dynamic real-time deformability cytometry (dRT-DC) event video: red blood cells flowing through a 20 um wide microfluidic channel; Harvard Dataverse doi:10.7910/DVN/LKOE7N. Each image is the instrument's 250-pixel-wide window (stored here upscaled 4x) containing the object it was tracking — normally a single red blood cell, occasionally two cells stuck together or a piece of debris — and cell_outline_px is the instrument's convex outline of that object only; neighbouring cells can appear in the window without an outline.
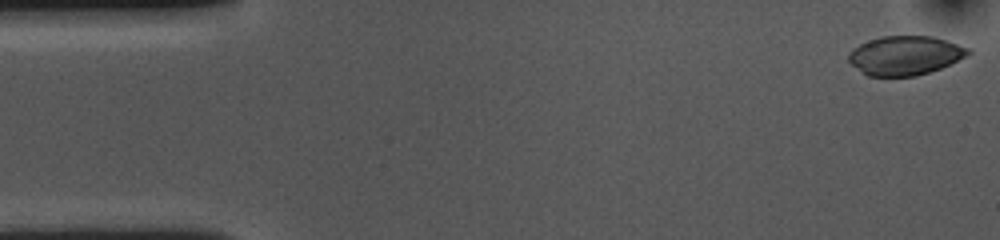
{"species": "common noctule bat (a hibernating species)", "species_latin": "Nyctalus noctula", "temperature_condition": "cold", "stored_images_in_passage": 54, "camera_frame_rate_fps": 3000, "um_per_image_px": 0.085, "animal": {"sex": "female", "body_mass_g": 10.0, "forearm_length_mm": 53.1}, "frame": {"image": 1, "passage_image": 1, "time_ms": 0.0, "image_size_px": [1000, 240], "cell_outline_px": [[972, 52], [940, 68], [916, 76], [868, 76], [852, 64], [848, 60], [848, 52], [852, 48], [868, 40], [880, 36], [932, 36], [972, 48]], "centroid_in_image_um": [76.91, 4.7], "position_along_channel_um": 8.1, "area_um2": 27.11}}
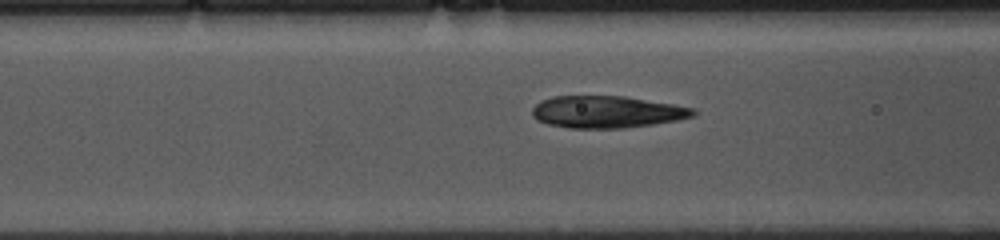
{"frame": {"image": 2, "passage_image": 19, "time_ms": 6.0, "image_size_px": [1000, 240], "cell_outline_px": [[696, 116], [676, 120], [652, 124], [624, 128], [568, 128], [548, 124], [536, 120], [532, 116], [532, 108], [540, 100], [552, 96], [624, 96], [696, 108]], "centroid_in_image_um": [51.56, 9.51], "position_along_channel_um": 115.0, "area_um2": 30.17}}
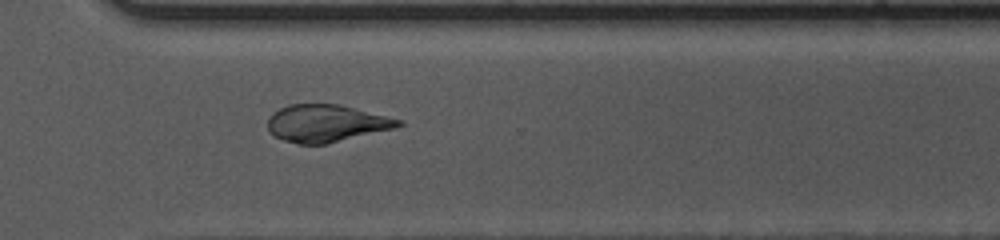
{"frame": {"image": 3, "passage_image": 38, "time_ms": 12.333, "image_size_px": [1000, 240], "cell_outline_px": [[404, 124], [396, 128], [328, 144], [300, 144], [284, 140], [272, 136], [268, 132], [268, 120], [272, 112], [288, 104], [340, 104], [404, 120]], "centroid_in_image_um": [27.75, 10.48], "position_along_channel_um": 342.9, "area_um2": 28.78}, "authors_computed_cell_mechanics": {"area_um2": 29.8248, "velocity_mm_per_s": 3.6016, "shape_relaxation_time_tau1_ms": 7.3631, "shape_relaxation_time_tau2_ms": 1.3331, "deformation_change_tau1": 0.1982, "deformation_change_tau2": 0.0457}}